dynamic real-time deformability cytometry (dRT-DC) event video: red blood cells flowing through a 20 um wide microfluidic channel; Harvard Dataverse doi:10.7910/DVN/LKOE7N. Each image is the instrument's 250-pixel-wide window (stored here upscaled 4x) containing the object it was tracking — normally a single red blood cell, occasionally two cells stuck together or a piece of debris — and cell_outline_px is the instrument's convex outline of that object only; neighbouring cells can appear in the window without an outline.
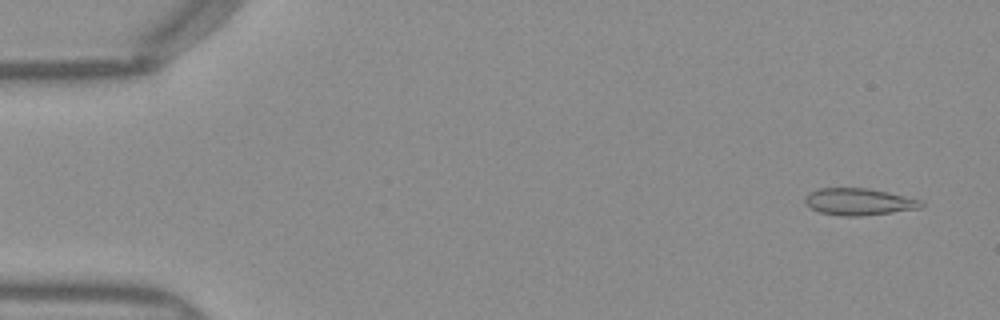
{"species": "Egyptian fruit bat (a non-hibernating species)", "species_latin": "Rousettus aegyptiacus", "temperature_condition": "warm", "stored_images_in_passage": 15, "camera_frame_rate_fps": 3000, "um_per_image_px": 0.085, "frame": {"image": 1, "passage_image": 3, "time_ms": 0.667, "image_size_px": [1000, 320], "cell_outline_px": [[924, 204], [920, 208], [892, 212], [860, 216], [844, 216], [820, 212], [812, 208], [804, 200], [804, 196], [808, 192], [820, 188], [868, 188], [888, 192], [924, 200]], "centroid_in_image_um": [73.03, 17.14], "position_along_channel_um": 12.0, "area_um2": 18.21}}
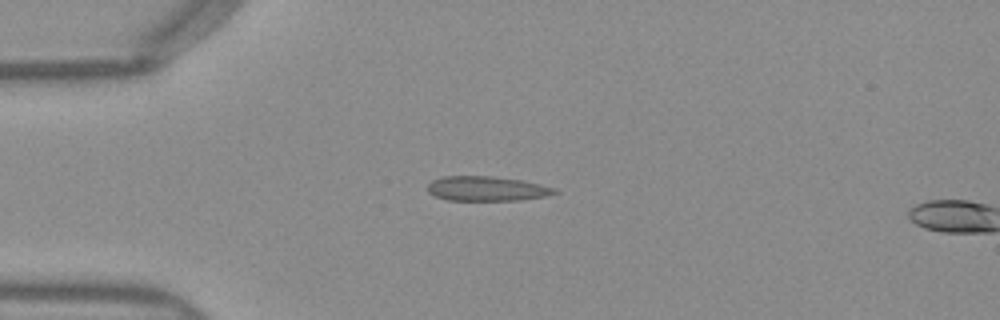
{"frame": {"image": 2, "passage_image": 13, "time_ms": 4.0, "image_size_px": [1000, 320], "cell_outline_px": [[560, 192], [544, 196], [520, 200], [448, 200], [436, 196], [428, 192], [428, 184], [432, 180], [444, 176], [492, 176], [520, 180], [540, 184], [556, 188]], "centroid_in_image_um": [41.38, 16.03], "position_along_channel_um": 43.6, "area_um2": 18.15}}